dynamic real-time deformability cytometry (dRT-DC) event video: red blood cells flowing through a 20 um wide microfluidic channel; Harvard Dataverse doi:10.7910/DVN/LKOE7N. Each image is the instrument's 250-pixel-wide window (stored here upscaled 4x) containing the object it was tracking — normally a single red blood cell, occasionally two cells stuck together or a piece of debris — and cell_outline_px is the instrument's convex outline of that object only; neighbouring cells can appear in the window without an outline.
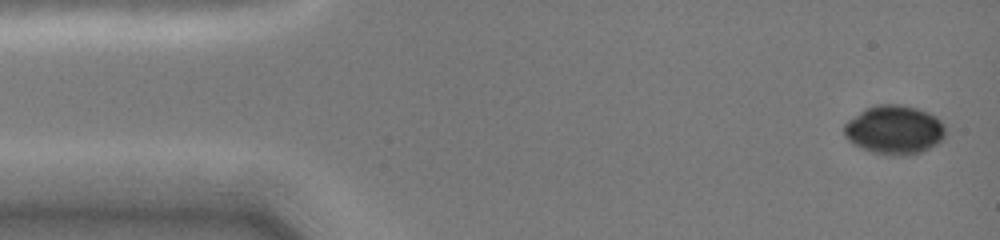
{"species": "common noctule bat (a hibernating species)", "species_latin": "Nyctalus noctula", "temperature_condition": "cold", "stored_images_in_passage": 6, "camera_frame_rate_fps": 3000, "um_per_image_px": 0.085, "animal": {"sex": "female", "body_mass_g": 19.0, "forearm_length_mm": 51.5}, "frame": {"image": 1, "passage_image": 1, "time_ms": 0.0, "image_size_px": [1000, 240], "cell_outline_px": [[948, 132], [944, 140], [920, 152], [908, 156], [892, 156], [872, 152], [852, 144], [844, 136], [844, 124], [848, 120], [864, 108], [876, 104], [900, 104], [916, 108], [928, 112], [936, 116], [944, 124]], "centroid_in_image_um": [76.04, 11.04], "position_along_channel_um": 9.0, "area_um2": 29.42}}